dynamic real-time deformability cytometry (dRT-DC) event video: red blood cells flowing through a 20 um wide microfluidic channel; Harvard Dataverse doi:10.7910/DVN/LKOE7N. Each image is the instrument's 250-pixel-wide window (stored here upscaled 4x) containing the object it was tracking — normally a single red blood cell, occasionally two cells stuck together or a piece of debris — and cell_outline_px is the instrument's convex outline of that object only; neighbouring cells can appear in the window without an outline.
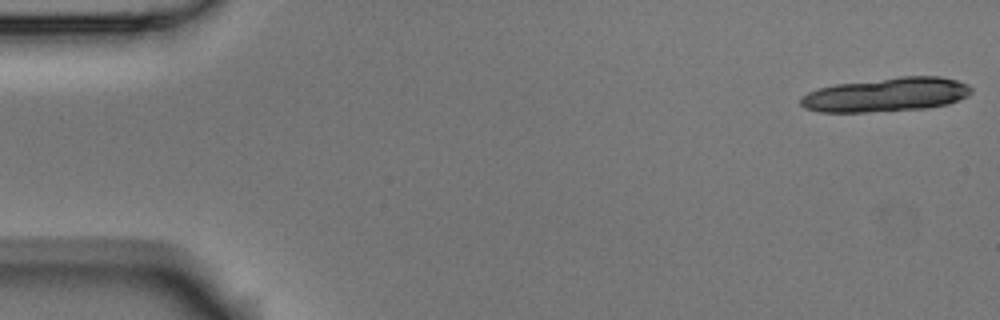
{"species": "Egyptian fruit bat (a non-hibernating species)", "species_latin": "Rousettus aegyptiacus", "temperature_condition": "room temperature", "stored_images_in_passage": 6, "camera_frame_rate_fps": 3000, "um_per_image_px": 0.085, "animal": {"sex": "male"}, "frame": {"image": 1, "passage_image": 1, "time_ms": 0.0, "image_size_px": [1000, 320], "cell_outline_px": [[972, 92], [968, 96], [948, 104], [928, 108], [864, 112], [820, 112], [804, 108], [800, 104], [800, 96], [808, 92], [820, 88], [836, 84], [900, 76], [940, 76], [956, 80], [968, 84], [972, 88]], "centroid_in_image_um": [75.34, 8.04], "position_along_channel_um": 9.7, "area_um2": 33.99}}
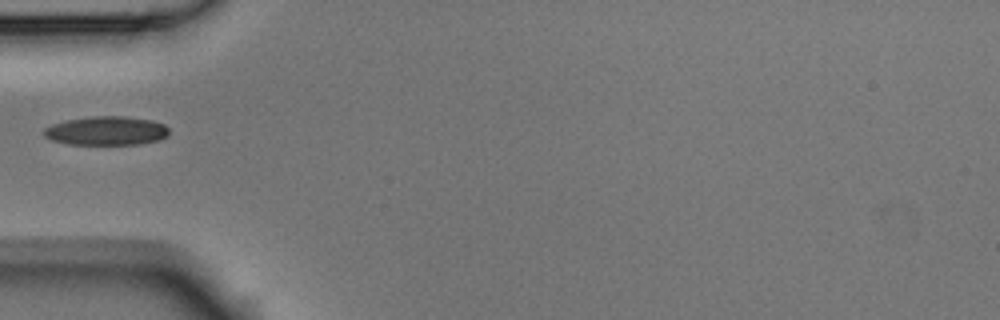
{"frame": {"image": 2, "passage_image": 5, "time_ms": 1.333, "image_size_px": [1000, 320], "cell_outline_px": [[168, 136], [160, 140], [140, 144], [68, 144], [52, 140], [44, 136], [44, 128], [52, 124], [68, 120], [92, 116], [124, 116], [152, 120], [164, 124], [168, 128]], "centroid_in_image_um": [9.07, 11.12], "position_along_channel_um": 75.9, "area_um2": 21.04}}
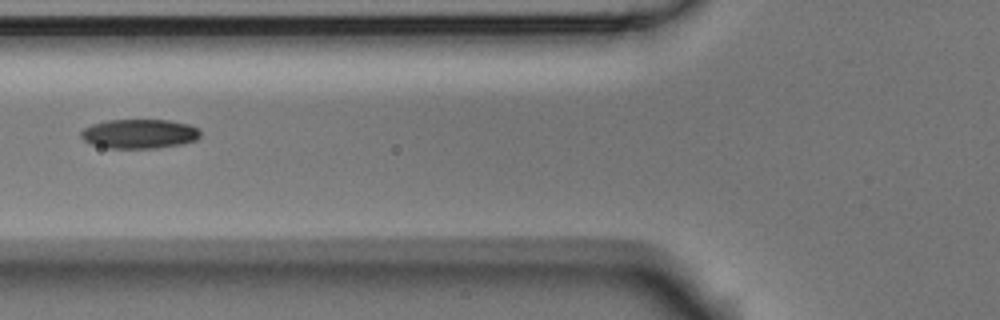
{"frame": {"image": 3, "passage_image": 6, "time_ms": 1.667, "image_size_px": [1000, 320], "cell_outline_px": [[200, 136], [196, 140], [180, 144], [156, 148], [108, 148], [92, 144], [84, 140], [80, 136], [80, 132], [84, 128], [92, 124], [108, 120], [168, 120], [188, 124], [196, 128], [200, 132]], "centroid_in_image_um": [11.82, 11.37], "position_along_channel_um": 114.0, "area_um2": 20.29}}